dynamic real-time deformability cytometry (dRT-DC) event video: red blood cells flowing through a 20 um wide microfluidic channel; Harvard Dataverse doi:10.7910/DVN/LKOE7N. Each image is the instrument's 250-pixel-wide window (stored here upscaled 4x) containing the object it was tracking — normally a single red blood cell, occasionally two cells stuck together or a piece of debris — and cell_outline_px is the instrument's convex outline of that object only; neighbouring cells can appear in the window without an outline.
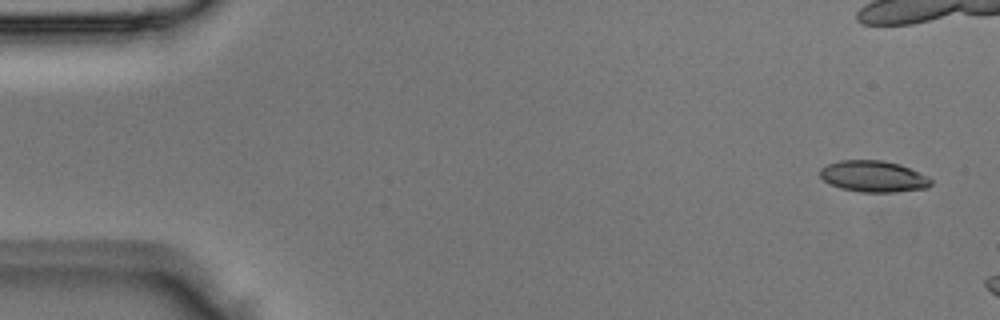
{"species": "Egyptian fruit bat (a non-hibernating species)", "species_latin": "Rousettus aegyptiacus", "temperature_condition": "room temperature", "stored_images_in_passage": 5, "camera_frame_rate_fps": 3000, "um_per_image_px": 0.085, "animal": {"sex": "male"}, "frame": {"image": 1, "passage_image": 1, "time_ms": 0.0, "image_size_px": [1000, 320], "cell_outline_px": [[932, 184], [928, 188], [896, 192], [860, 192], [840, 188], [824, 180], [820, 176], [820, 168], [828, 164], [840, 160], [880, 160], [900, 164], [928, 176], [932, 180]], "centroid_in_image_um": [74.27, 14.99], "position_along_channel_um": 10.7, "area_um2": 20.29}}